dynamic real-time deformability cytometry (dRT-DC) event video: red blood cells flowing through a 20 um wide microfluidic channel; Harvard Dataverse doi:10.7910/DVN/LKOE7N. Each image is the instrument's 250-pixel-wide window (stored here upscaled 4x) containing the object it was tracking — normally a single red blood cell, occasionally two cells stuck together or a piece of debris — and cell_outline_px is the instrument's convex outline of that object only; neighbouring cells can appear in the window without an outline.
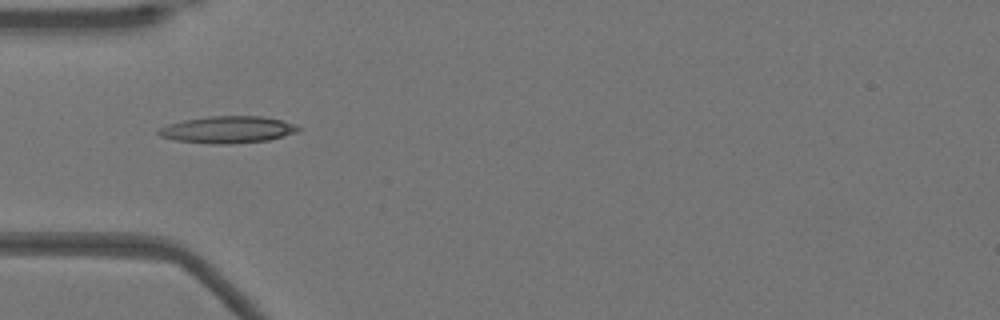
{"species": "Egyptian fruit bat (a non-hibernating species)", "species_latin": "Rousettus aegyptiacus", "temperature_condition": "warm", "stored_images_in_passage": 36, "camera_frame_rate_fps": 3000, "um_per_image_px": 0.085, "animal": {"sex": "female"}, "frame": {"image": 1, "passage_image": 1, "time_ms": 0.0, "image_size_px": [1000, 320], "cell_outline_px": [[300, 132], [268, 140], [232, 144], [212, 144], [176, 140], [160, 136], [156, 132], [160, 128], [168, 124], [184, 120], [212, 116], [260, 116], [280, 120], [292, 124], [300, 128]], "centroid_in_image_um": [19.35, 11.03], "position_along_channel_um": 65.6, "area_um2": 21.79}}
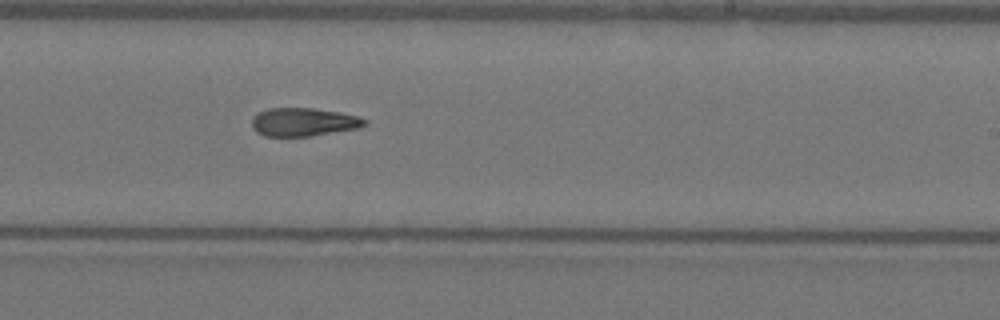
{"frame": {"image": 2, "passage_image": 16, "time_ms": 5.0, "image_size_px": [1000, 320], "cell_outline_px": [[368, 124], [360, 128], [308, 136], [264, 136], [256, 132], [252, 128], [252, 116], [256, 112], [268, 108], [312, 108], [340, 112], [360, 116], [368, 120]], "centroid_in_image_um": [25.8, 10.36], "position_along_channel_um": 263.2, "area_um2": 18.9}}
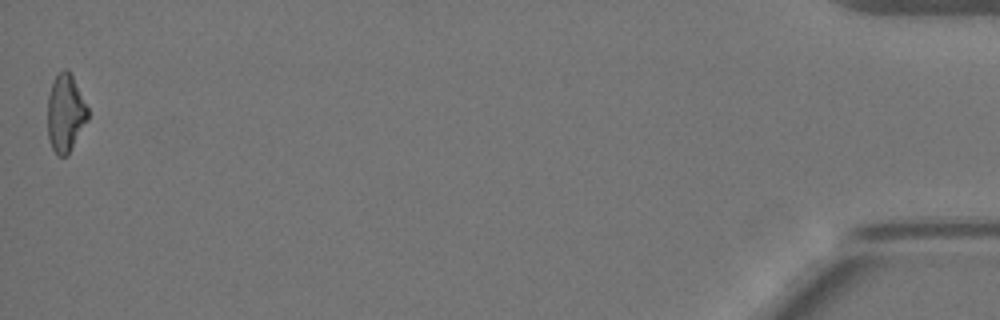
{"frame": {"image": 3, "passage_image": 36, "time_ms": 11.667, "image_size_px": [1000, 320], "cell_outline_px": [[88, 120], [68, 156], [56, 156], [52, 148], [48, 136], [48, 96], [52, 84], [56, 76], [64, 68], [68, 68], [88, 108]], "centroid_in_image_um": [5.57, 9.66], "position_along_channel_um": 429.6, "area_um2": 18.21}, "authors_computed_cell_mechanics": {"area_um2": 18.8428, "velocity_mm_per_s": 3.9522, "shape_relaxation_time_tau1_ms": null, "shape_relaxation_time_tau2_ms": 10.7429, "deformation_change_tau1": null, "deformation_change_tau2": 0.2419}}